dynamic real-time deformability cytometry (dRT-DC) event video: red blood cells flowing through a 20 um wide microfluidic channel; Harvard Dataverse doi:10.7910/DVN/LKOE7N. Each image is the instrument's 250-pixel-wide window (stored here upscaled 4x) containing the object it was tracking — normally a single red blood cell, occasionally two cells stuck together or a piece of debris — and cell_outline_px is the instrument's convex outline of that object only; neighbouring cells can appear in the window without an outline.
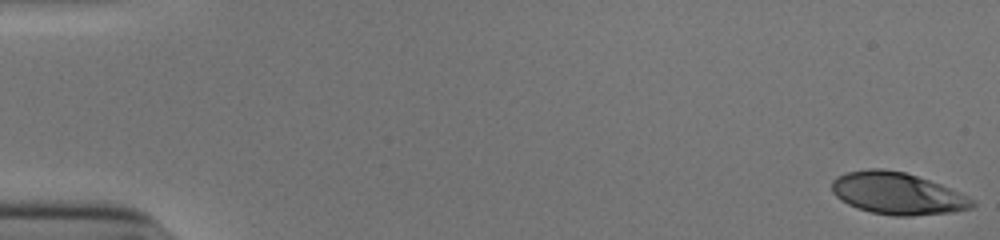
{"species": "human", "species_latin": "Homo sapiens", "temperature_condition": "cold", "stored_images_in_passage": 53, "camera_frame_rate_fps": 3000, "um_per_image_px": 0.085, "donor": {"sex": "male"}, "frame": {"image": 1, "passage_image": 1, "time_ms": 0.0, "image_size_px": [1000, 240], "cell_outline_px": [[976, 204], [972, 208], [952, 212], [912, 216], [892, 216], [872, 212], [856, 208], [840, 200], [832, 192], [832, 180], [836, 176], [844, 172], [868, 168], [884, 168], [904, 172], [940, 184], [960, 192], [976, 200]], "centroid_in_image_um": [76.26, 16.44], "position_along_channel_um": 8.7, "area_um2": 34.68}}
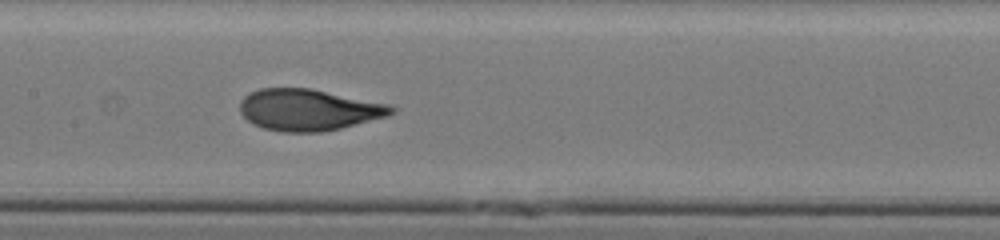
{"frame": {"image": 2, "passage_image": 27, "time_ms": 8.667, "image_size_px": [1000, 240], "cell_outline_px": [[396, 112], [388, 116], [340, 128], [320, 132], [284, 132], [264, 128], [252, 124], [240, 112], [240, 100], [244, 96], [260, 88], [312, 88], [388, 104], [396, 108]], "centroid_in_image_um": [26.23, 9.33], "position_along_channel_um": 181.2, "area_um2": 36.59}}
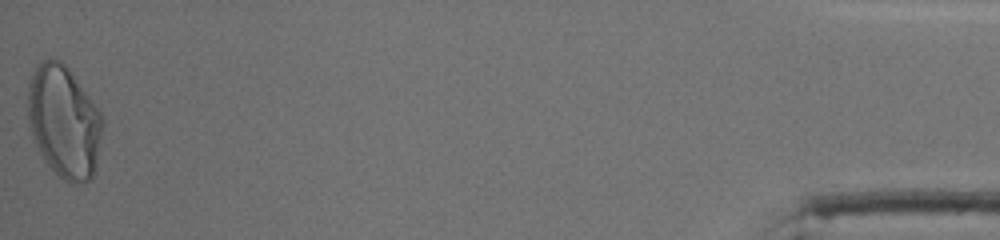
{"frame": {"image": 3, "passage_image": 53, "time_ms": 17.333, "image_size_px": [1000, 240], "cell_outline_px": [[104, 120], [96, 172], [88, 180], [72, 184], [68, 184], [48, 164], [32, 140], [28, 120], [28, 84], [36, 68], [44, 60], [60, 60], [72, 72], [104, 116]], "centroid_in_image_um": [5.47, 10.37], "position_along_channel_um": 429.7, "area_um2": 48.96}, "authors_computed_cell_mechanics": {"area_um2": 36.1828, "velocity_mm_per_s": 3.9086, "shape_relaxation_time_tau1_ms": 5.3689, "shape_relaxation_time_tau2_ms": null, "deformation_change_tau1": 0.2341, "deformation_change_tau2": null}}